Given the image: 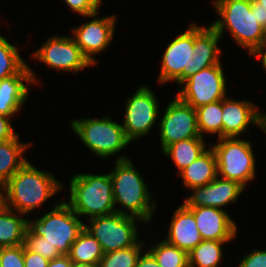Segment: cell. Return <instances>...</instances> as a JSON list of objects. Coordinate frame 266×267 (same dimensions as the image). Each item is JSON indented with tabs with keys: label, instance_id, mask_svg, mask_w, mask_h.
I'll return each instance as SVG.
<instances>
[{
	"label": "cell",
	"instance_id": "obj_1",
	"mask_svg": "<svg viewBox=\"0 0 266 267\" xmlns=\"http://www.w3.org/2000/svg\"><path fill=\"white\" fill-rule=\"evenodd\" d=\"M63 188L53 173L41 171L27 161L4 184L6 207L26 216Z\"/></svg>",
	"mask_w": 266,
	"mask_h": 267
},
{
	"label": "cell",
	"instance_id": "obj_2",
	"mask_svg": "<svg viewBox=\"0 0 266 267\" xmlns=\"http://www.w3.org/2000/svg\"><path fill=\"white\" fill-rule=\"evenodd\" d=\"M114 167L109 175L113 183L116 212L137 217L144 224L149 223L157 204L154 202L144 178L126 155L117 157Z\"/></svg>",
	"mask_w": 266,
	"mask_h": 267
},
{
	"label": "cell",
	"instance_id": "obj_3",
	"mask_svg": "<svg viewBox=\"0 0 266 267\" xmlns=\"http://www.w3.org/2000/svg\"><path fill=\"white\" fill-rule=\"evenodd\" d=\"M212 3L222 19L210 25L221 38L229 31L235 43L254 56L266 42V30L251 10L252 0H212Z\"/></svg>",
	"mask_w": 266,
	"mask_h": 267
},
{
	"label": "cell",
	"instance_id": "obj_4",
	"mask_svg": "<svg viewBox=\"0 0 266 267\" xmlns=\"http://www.w3.org/2000/svg\"><path fill=\"white\" fill-rule=\"evenodd\" d=\"M69 202L66 203L80 217L87 220L114 212L113 183L107 174H74L69 183Z\"/></svg>",
	"mask_w": 266,
	"mask_h": 267
},
{
	"label": "cell",
	"instance_id": "obj_5",
	"mask_svg": "<svg viewBox=\"0 0 266 267\" xmlns=\"http://www.w3.org/2000/svg\"><path fill=\"white\" fill-rule=\"evenodd\" d=\"M27 230L43 236L49 244L57 246L62 255H68L71 245L84 230V223L64 200L40 218L28 219Z\"/></svg>",
	"mask_w": 266,
	"mask_h": 267
},
{
	"label": "cell",
	"instance_id": "obj_6",
	"mask_svg": "<svg viewBox=\"0 0 266 267\" xmlns=\"http://www.w3.org/2000/svg\"><path fill=\"white\" fill-rule=\"evenodd\" d=\"M70 126L86 148L102 159L119 154L131 144L122 124L108 115L101 118L72 119Z\"/></svg>",
	"mask_w": 266,
	"mask_h": 267
},
{
	"label": "cell",
	"instance_id": "obj_7",
	"mask_svg": "<svg viewBox=\"0 0 266 267\" xmlns=\"http://www.w3.org/2000/svg\"><path fill=\"white\" fill-rule=\"evenodd\" d=\"M210 146L216 156L218 177L237 181L245 188L255 179L256 160L250 140L218 138L217 143Z\"/></svg>",
	"mask_w": 266,
	"mask_h": 267
},
{
	"label": "cell",
	"instance_id": "obj_8",
	"mask_svg": "<svg viewBox=\"0 0 266 267\" xmlns=\"http://www.w3.org/2000/svg\"><path fill=\"white\" fill-rule=\"evenodd\" d=\"M137 222L144 223L137 217L114 212L89 219L84 228L98 240L105 254L136 245L140 235Z\"/></svg>",
	"mask_w": 266,
	"mask_h": 267
},
{
	"label": "cell",
	"instance_id": "obj_9",
	"mask_svg": "<svg viewBox=\"0 0 266 267\" xmlns=\"http://www.w3.org/2000/svg\"><path fill=\"white\" fill-rule=\"evenodd\" d=\"M222 64L213 65L191 75L179 86L176 95L194 109L223 100L227 96V85Z\"/></svg>",
	"mask_w": 266,
	"mask_h": 267
},
{
	"label": "cell",
	"instance_id": "obj_10",
	"mask_svg": "<svg viewBox=\"0 0 266 267\" xmlns=\"http://www.w3.org/2000/svg\"><path fill=\"white\" fill-rule=\"evenodd\" d=\"M126 101L122 127L126 138L132 143L149 134L158 121L160 104L154 91L147 85L139 86Z\"/></svg>",
	"mask_w": 266,
	"mask_h": 267
},
{
	"label": "cell",
	"instance_id": "obj_11",
	"mask_svg": "<svg viewBox=\"0 0 266 267\" xmlns=\"http://www.w3.org/2000/svg\"><path fill=\"white\" fill-rule=\"evenodd\" d=\"M32 57L58 72L77 74L93 66L71 36H49Z\"/></svg>",
	"mask_w": 266,
	"mask_h": 267
},
{
	"label": "cell",
	"instance_id": "obj_12",
	"mask_svg": "<svg viewBox=\"0 0 266 267\" xmlns=\"http://www.w3.org/2000/svg\"><path fill=\"white\" fill-rule=\"evenodd\" d=\"M161 117L158 124L161 152L181 140L204 138L198 131L196 110L177 96L167 104Z\"/></svg>",
	"mask_w": 266,
	"mask_h": 267
},
{
	"label": "cell",
	"instance_id": "obj_13",
	"mask_svg": "<svg viewBox=\"0 0 266 267\" xmlns=\"http://www.w3.org/2000/svg\"><path fill=\"white\" fill-rule=\"evenodd\" d=\"M194 22L187 30L179 33L165 49L162 56L158 82L174 81L178 86L190 77V62L194 50Z\"/></svg>",
	"mask_w": 266,
	"mask_h": 267
},
{
	"label": "cell",
	"instance_id": "obj_14",
	"mask_svg": "<svg viewBox=\"0 0 266 267\" xmlns=\"http://www.w3.org/2000/svg\"><path fill=\"white\" fill-rule=\"evenodd\" d=\"M98 14L99 11L89 16L92 18L91 21L72 28V38L93 66L99 62L95 56L105 51L111 44L117 22L116 15L99 18Z\"/></svg>",
	"mask_w": 266,
	"mask_h": 267
},
{
	"label": "cell",
	"instance_id": "obj_15",
	"mask_svg": "<svg viewBox=\"0 0 266 267\" xmlns=\"http://www.w3.org/2000/svg\"><path fill=\"white\" fill-rule=\"evenodd\" d=\"M192 194L184 200L187 207H224L236 203L245 187L237 181L217 177L203 186L191 188Z\"/></svg>",
	"mask_w": 266,
	"mask_h": 267
},
{
	"label": "cell",
	"instance_id": "obj_16",
	"mask_svg": "<svg viewBox=\"0 0 266 267\" xmlns=\"http://www.w3.org/2000/svg\"><path fill=\"white\" fill-rule=\"evenodd\" d=\"M195 218L203 240L231 241L237 236V224L226 209L216 207H188Z\"/></svg>",
	"mask_w": 266,
	"mask_h": 267
},
{
	"label": "cell",
	"instance_id": "obj_17",
	"mask_svg": "<svg viewBox=\"0 0 266 267\" xmlns=\"http://www.w3.org/2000/svg\"><path fill=\"white\" fill-rule=\"evenodd\" d=\"M258 108L253 101L234 100L226 96L222 100L223 138L243 136L253 124L258 127L262 114Z\"/></svg>",
	"mask_w": 266,
	"mask_h": 267
},
{
	"label": "cell",
	"instance_id": "obj_18",
	"mask_svg": "<svg viewBox=\"0 0 266 267\" xmlns=\"http://www.w3.org/2000/svg\"><path fill=\"white\" fill-rule=\"evenodd\" d=\"M221 36L211 26L194 23V50L190 62V76L213 65L221 63Z\"/></svg>",
	"mask_w": 266,
	"mask_h": 267
},
{
	"label": "cell",
	"instance_id": "obj_19",
	"mask_svg": "<svg viewBox=\"0 0 266 267\" xmlns=\"http://www.w3.org/2000/svg\"><path fill=\"white\" fill-rule=\"evenodd\" d=\"M16 74L0 81V114L12 118L22 109L29 96V85L37 84V75Z\"/></svg>",
	"mask_w": 266,
	"mask_h": 267
},
{
	"label": "cell",
	"instance_id": "obj_20",
	"mask_svg": "<svg viewBox=\"0 0 266 267\" xmlns=\"http://www.w3.org/2000/svg\"><path fill=\"white\" fill-rule=\"evenodd\" d=\"M164 240L188 253L203 240L192 211L184 203L174 211Z\"/></svg>",
	"mask_w": 266,
	"mask_h": 267
},
{
	"label": "cell",
	"instance_id": "obj_21",
	"mask_svg": "<svg viewBox=\"0 0 266 267\" xmlns=\"http://www.w3.org/2000/svg\"><path fill=\"white\" fill-rule=\"evenodd\" d=\"M179 176L187 190L206 185L218 177L217 160L214 150L210 147L196 160L184 168Z\"/></svg>",
	"mask_w": 266,
	"mask_h": 267
},
{
	"label": "cell",
	"instance_id": "obj_22",
	"mask_svg": "<svg viewBox=\"0 0 266 267\" xmlns=\"http://www.w3.org/2000/svg\"><path fill=\"white\" fill-rule=\"evenodd\" d=\"M32 142H21L19 135L0 143V183L5 184L28 160L24 156Z\"/></svg>",
	"mask_w": 266,
	"mask_h": 267
},
{
	"label": "cell",
	"instance_id": "obj_23",
	"mask_svg": "<svg viewBox=\"0 0 266 267\" xmlns=\"http://www.w3.org/2000/svg\"><path fill=\"white\" fill-rule=\"evenodd\" d=\"M8 207L0 211V248L14 247L24 244L28 219Z\"/></svg>",
	"mask_w": 266,
	"mask_h": 267
},
{
	"label": "cell",
	"instance_id": "obj_24",
	"mask_svg": "<svg viewBox=\"0 0 266 267\" xmlns=\"http://www.w3.org/2000/svg\"><path fill=\"white\" fill-rule=\"evenodd\" d=\"M204 138H189L169 145L162 154L171 158L179 174L207 150Z\"/></svg>",
	"mask_w": 266,
	"mask_h": 267
},
{
	"label": "cell",
	"instance_id": "obj_25",
	"mask_svg": "<svg viewBox=\"0 0 266 267\" xmlns=\"http://www.w3.org/2000/svg\"><path fill=\"white\" fill-rule=\"evenodd\" d=\"M104 253L98 240L85 228L71 245L68 254L73 263L98 265Z\"/></svg>",
	"mask_w": 266,
	"mask_h": 267
},
{
	"label": "cell",
	"instance_id": "obj_26",
	"mask_svg": "<svg viewBox=\"0 0 266 267\" xmlns=\"http://www.w3.org/2000/svg\"><path fill=\"white\" fill-rule=\"evenodd\" d=\"M18 50L16 45L0 35V81L16 74H31L28 63Z\"/></svg>",
	"mask_w": 266,
	"mask_h": 267
},
{
	"label": "cell",
	"instance_id": "obj_27",
	"mask_svg": "<svg viewBox=\"0 0 266 267\" xmlns=\"http://www.w3.org/2000/svg\"><path fill=\"white\" fill-rule=\"evenodd\" d=\"M231 241L202 240L188 253L189 267H217L223 261L222 246Z\"/></svg>",
	"mask_w": 266,
	"mask_h": 267
},
{
	"label": "cell",
	"instance_id": "obj_28",
	"mask_svg": "<svg viewBox=\"0 0 266 267\" xmlns=\"http://www.w3.org/2000/svg\"><path fill=\"white\" fill-rule=\"evenodd\" d=\"M195 110L200 136L217 134L218 138H223L222 100L202 105Z\"/></svg>",
	"mask_w": 266,
	"mask_h": 267
},
{
	"label": "cell",
	"instance_id": "obj_29",
	"mask_svg": "<svg viewBox=\"0 0 266 267\" xmlns=\"http://www.w3.org/2000/svg\"><path fill=\"white\" fill-rule=\"evenodd\" d=\"M160 267H189L188 252L171 245L164 239L147 249Z\"/></svg>",
	"mask_w": 266,
	"mask_h": 267
},
{
	"label": "cell",
	"instance_id": "obj_30",
	"mask_svg": "<svg viewBox=\"0 0 266 267\" xmlns=\"http://www.w3.org/2000/svg\"><path fill=\"white\" fill-rule=\"evenodd\" d=\"M144 244L141 240L134 246L105 253L98 267H135L139 256L144 251Z\"/></svg>",
	"mask_w": 266,
	"mask_h": 267
},
{
	"label": "cell",
	"instance_id": "obj_31",
	"mask_svg": "<svg viewBox=\"0 0 266 267\" xmlns=\"http://www.w3.org/2000/svg\"><path fill=\"white\" fill-rule=\"evenodd\" d=\"M23 245L49 261L62 256L57 246H52L43 236L33 235L28 230L25 232Z\"/></svg>",
	"mask_w": 266,
	"mask_h": 267
},
{
	"label": "cell",
	"instance_id": "obj_32",
	"mask_svg": "<svg viewBox=\"0 0 266 267\" xmlns=\"http://www.w3.org/2000/svg\"><path fill=\"white\" fill-rule=\"evenodd\" d=\"M1 267H24V245L0 248Z\"/></svg>",
	"mask_w": 266,
	"mask_h": 267
},
{
	"label": "cell",
	"instance_id": "obj_33",
	"mask_svg": "<svg viewBox=\"0 0 266 267\" xmlns=\"http://www.w3.org/2000/svg\"><path fill=\"white\" fill-rule=\"evenodd\" d=\"M72 12L83 17H89L98 12L102 5V0H64Z\"/></svg>",
	"mask_w": 266,
	"mask_h": 267
},
{
	"label": "cell",
	"instance_id": "obj_34",
	"mask_svg": "<svg viewBox=\"0 0 266 267\" xmlns=\"http://www.w3.org/2000/svg\"><path fill=\"white\" fill-rule=\"evenodd\" d=\"M238 267H266V250H252L241 259Z\"/></svg>",
	"mask_w": 266,
	"mask_h": 267
},
{
	"label": "cell",
	"instance_id": "obj_35",
	"mask_svg": "<svg viewBox=\"0 0 266 267\" xmlns=\"http://www.w3.org/2000/svg\"><path fill=\"white\" fill-rule=\"evenodd\" d=\"M11 119L12 118L0 114V143L8 141L17 135Z\"/></svg>",
	"mask_w": 266,
	"mask_h": 267
},
{
	"label": "cell",
	"instance_id": "obj_36",
	"mask_svg": "<svg viewBox=\"0 0 266 267\" xmlns=\"http://www.w3.org/2000/svg\"><path fill=\"white\" fill-rule=\"evenodd\" d=\"M49 260L24 246V267H48Z\"/></svg>",
	"mask_w": 266,
	"mask_h": 267
},
{
	"label": "cell",
	"instance_id": "obj_37",
	"mask_svg": "<svg viewBox=\"0 0 266 267\" xmlns=\"http://www.w3.org/2000/svg\"><path fill=\"white\" fill-rule=\"evenodd\" d=\"M135 267H160V265L146 248L139 256Z\"/></svg>",
	"mask_w": 266,
	"mask_h": 267
},
{
	"label": "cell",
	"instance_id": "obj_38",
	"mask_svg": "<svg viewBox=\"0 0 266 267\" xmlns=\"http://www.w3.org/2000/svg\"><path fill=\"white\" fill-rule=\"evenodd\" d=\"M251 10L252 12H255L258 23L261 24L266 30V11L260 8V4L255 0H252Z\"/></svg>",
	"mask_w": 266,
	"mask_h": 267
},
{
	"label": "cell",
	"instance_id": "obj_39",
	"mask_svg": "<svg viewBox=\"0 0 266 267\" xmlns=\"http://www.w3.org/2000/svg\"><path fill=\"white\" fill-rule=\"evenodd\" d=\"M48 267H73V262L68 255H62L49 261Z\"/></svg>",
	"mask_w": 266,
	"mask_h": 267
},
{
	"label": "cell",
	"instance_id": "obj_40",
	"mask_svg": "<svg viewBox=\"0 0 266 267\" xmlns=\"http://www.w3.org/2000/svg\"><path fill=\"white\" fill-rule=\"evenodd\" d=\"M256 59H260L262 66L264 68V71L266 73V42L263 44L261 49L253 56Z\"/></svg>",
	"mask_w": 266,
	"mask_h": 267
},
{
	"label": "cell",
	"instance_id": "obj_41",
	"mask_svg": "<svg viewBox=\"0 0 266 267\" xmlns=\"http://www.w3.org/2000/svg\"><path fill=\"white\" fill-rule=\"evenodd\" d=\"M6 207L4 184L0 183V211Z\"/></svg>",
	"mask_w": 266,
	"mask_h": 267
},
{
	"label": "cell",
	"instance_id": "obj_42",
	"mask_svg": "<svg viewBox=\"0 0 266 267\" xmlns=\"http://www.w3.org/2000/svg\"><path fill=\"white\" fill-rule=\"evenodd\" d=\"M266 134V113L262 111L258 126Z\"/></svg>",
	"mask_w": 266,
	"mask_h": 267
},
{
	"label": "cell",
	"instance_id": "obj_43",
	"mask_svg": "<svg viewBox=\"0 0 266 267\" xmlns=\"http://www.w3.org/2000/svg\"><path fill=\"white\" fill-rule=\"evenodd\" d=\"M73 267H98V265L86 264V263H73Z\"/></svg>",
	"mask_w": 266,
	"mask_h": 267
},
{
	"label": "cell",
	"instance_id": "obj_44",
	"mask_svg": "<svg viewBox=\"0 0 266 267\" xmlns=\"http://www.w3.org/2000/svg\"><path fill=\"white\" fill-rule=\"evenodd\" d=\"M255 1L260 4V8L266 11V0H255Z\"/></svg>",
	"mask_w": 266,
	"mask_h": 267
}]
</instances>
